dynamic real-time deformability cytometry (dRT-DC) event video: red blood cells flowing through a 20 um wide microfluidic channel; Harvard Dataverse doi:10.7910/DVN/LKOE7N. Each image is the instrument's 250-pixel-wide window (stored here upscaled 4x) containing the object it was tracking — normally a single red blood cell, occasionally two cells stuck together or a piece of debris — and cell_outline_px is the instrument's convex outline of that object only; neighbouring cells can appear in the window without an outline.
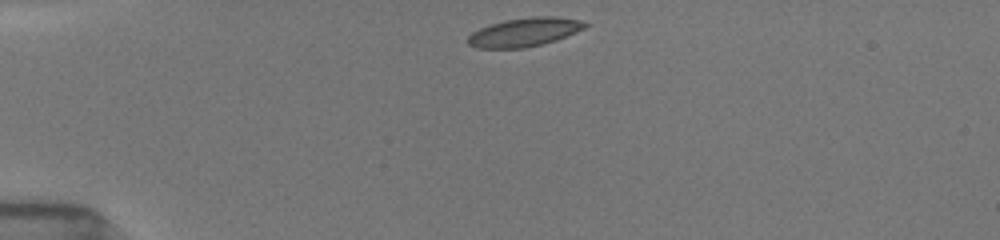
{"species": "common noctule bat (a hibernating species)", "species_latin": "Nyctalus noctula", "temperature_condition": "room temperature", "stored_images_in_passage": 41, "camera_frame_rate_fps": 3000, "um_per_image_px": 0.085, "animal": {"sex": "female", "body_mass_g": 19.5, "forearm_length_mm": 54.1}, "frame": {"image": 1, "passage_image": 1, "time_ms": 0.0, "image_size_px": [1000, 240], "cell_outline_px": [[588, 24], [584, 28], [556, 40], [524, 48], [476, 48], [468, 44], [464, 40], [472, 32], [480, 28], [492, 24], [508, 20], [532, 16], [556, 16], [580, 20]], "centroid_in_image_um": [44.53, 2.73], "position_along_channel_um": 40.5, "area_um2": 19.42}}
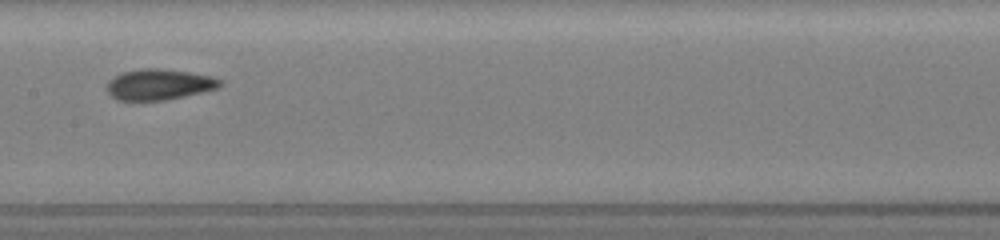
{"frame": {"image": 2, "passage_image": 16, "time_ms": 5.0, "image_size_px": [1000, 240], "cell_outline_px": [[224, 84], [216, 88], [184, 96], [164, 100], [116, 100], [104, 88], [108, 80], [124, 72], [140, 68], [156, 68], [188, 72], [212, 76], [224, 80]], "centroid_in_image_um": [13.51, 7.17], "position_along_channel_um": 193.9, "area_um2": 20.29}}
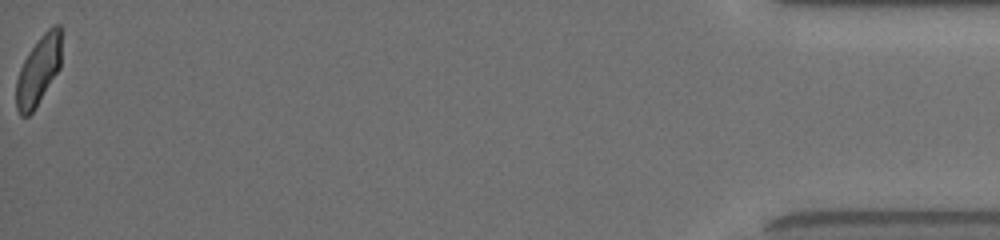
{"frame": {"image": 3, "passage_image": 41, "time_ms": 13.333, "image_size_px": [1000, 240], "cell_outline_px": [[60, 68], [32, 112], [28, 116], [20, 116], [16, 108], [16, 80], [20, 68], [24, 60], [40, 36], [52, 24], [60, 24]], "centroid_in_image_um": [3.25, 5.99], "position_along_channel_um": 431.9, "area_um2": 17.92}, "authors_computed_cell_mechanics": {"area_um2": 19.5364, "velocity_mm_per_s": 3.918, "shape_relaxation_time_tau1_ms": 2.9609, "shape_relaxation_time_tau2_ms": 1.6526, "deformation_change_tau1": 0.1394, "deformation_change_tau2": 0.0734}}